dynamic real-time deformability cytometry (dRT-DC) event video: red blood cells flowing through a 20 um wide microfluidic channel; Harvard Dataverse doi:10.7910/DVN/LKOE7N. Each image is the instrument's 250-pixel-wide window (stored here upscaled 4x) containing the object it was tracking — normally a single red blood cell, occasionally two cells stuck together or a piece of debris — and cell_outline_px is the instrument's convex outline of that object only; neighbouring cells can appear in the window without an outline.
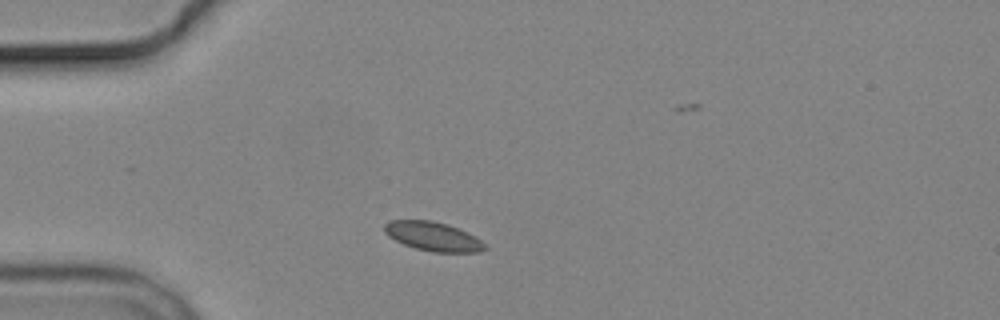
{"species": "common noctule bat (a hibernating species)", "species_latin": "Nyctalus noctula", "temperature_condition": "cold", "stored_images_in_passage": 5, "camera_frame_rate_fps": 3000, "um_per_image_px": 0.085, "animal": {"sex": "male", "body_mass_g": 19.2, "forearm_length_mm": 51.8}, "frame": {"image": 1, "passage_image": 1, "time_ms": 0.0, "image_size_px": [1000, 320], "cell_outline_px": [[488, 248], [480, 252], [432, 252], [416, 248], [404, 244], [388, 236], [384, 232], [384, 224], [388, 220], [432, 220], [448, 224], [476, 236]], "centroid_in_image_um": [36.8, 20.09], "position_along_channel_um": 48.2, "area_um2": 17.05}}
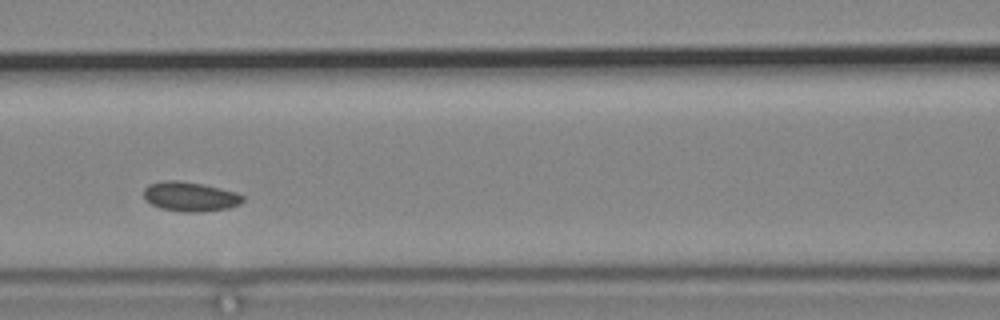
{"frame": {"image": 2, "passage_image": 4, "time_ms": 3.333, "image_size_px": [1000, 320], "cell_outline_px": [[244, 200], [240, 204], [228, 208], [200, 212], [184, 212], [160, 208], [144, 200], [144, 188], [148, 184], [168, 180], [180, 180], [220, 188], [236, 192], [244, 196]], "centroid_in_image_um": [16.15, 16.71], "position_along_channel_um": 150.4, "area_um2": 17.05}}
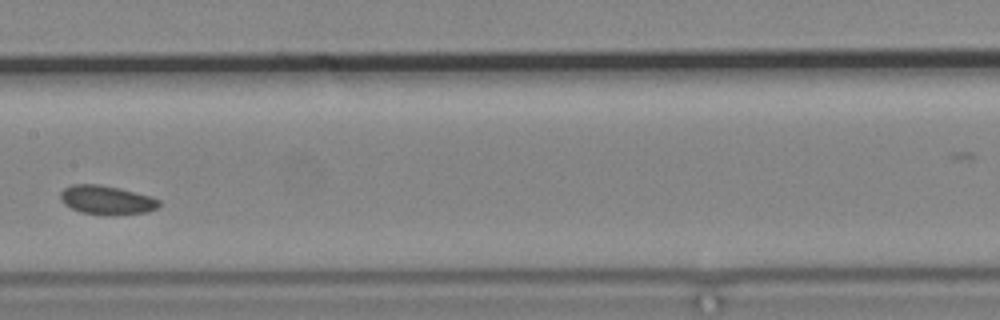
{"frame": {"image": 3, "passage_image": 5, "time_ms": 4.667, "image_size_px": [1000, 320], "cell_outline_px": [[160, 204], [156, 208], [148, 212], [116, 216], [108, 216], [80, 212], [64, 204], [60, 200], [60, 192], [64, 188], [72, 184], [100, 184], [148, 196], [160, 200]], "centroid_in_image_um": [9.03, 17.03], "position_along_channel_um": 198.4, "area_um2": 16.7}}